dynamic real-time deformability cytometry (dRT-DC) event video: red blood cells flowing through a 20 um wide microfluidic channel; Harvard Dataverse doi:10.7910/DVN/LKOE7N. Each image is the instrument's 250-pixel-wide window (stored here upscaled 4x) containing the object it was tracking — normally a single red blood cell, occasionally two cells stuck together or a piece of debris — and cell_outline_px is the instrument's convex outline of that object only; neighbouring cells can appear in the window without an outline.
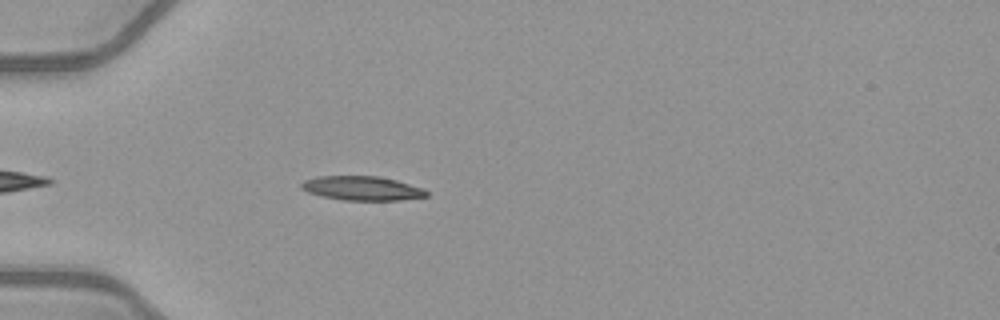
{"species": "common noctule bat (a hibernating species)", "species_latin": "Nyctalus noctula", "temperature_condition": "warm", "stored_images_in_passage": 39, "camera_frame_rate_fps": 3000, "um_per_image_px": 0.085, "animal": {"sex": "female", "body_mass_g": 21.9}, "frame": {"image": 1, "passage_image": 6, "time_ms": 1.667, "image_size_px": [1000, 320], "cell_outline_px": [[428, 196], [400, 200], [344, 200], [324, 196], [308, 192], [300, 188], [300, 184], [304, 180], [316, 176], [380, 176], [396, 180], [424, 188], [428, 192]], "centroid_in_image_um": [30.78, 15.99], "position_along_channel_um": 54.2, "area_um2": 17.63}}
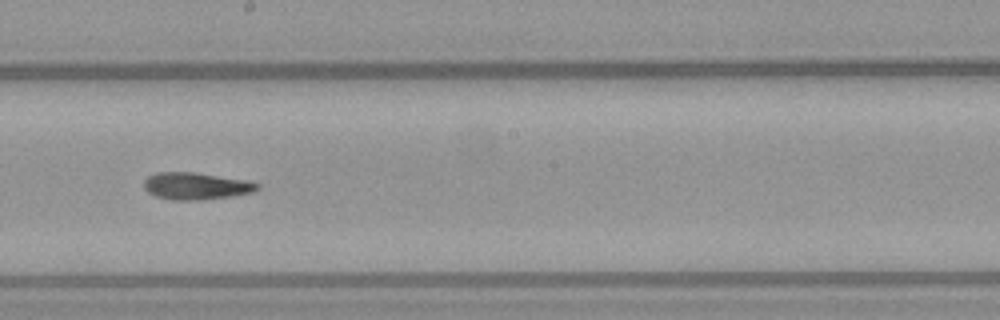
{"frame": {"image": 2, "passage_image": 20, "time_ms": 6.333, "image_size_px": [1000, 320], "cell_outline_px": [[260, 188], [252, 192], [232, 196], [204, 200], [172, 200], [156, 196], [148, 192], [144, 188], [144, 180], [148, 176], [156, 172], [196, 172], [248, 180], [260, 184]], "centroid_in_image_um": [16.68, 15.81], "position_along_channel_um": 231.5, "area_um2": 18.09}}
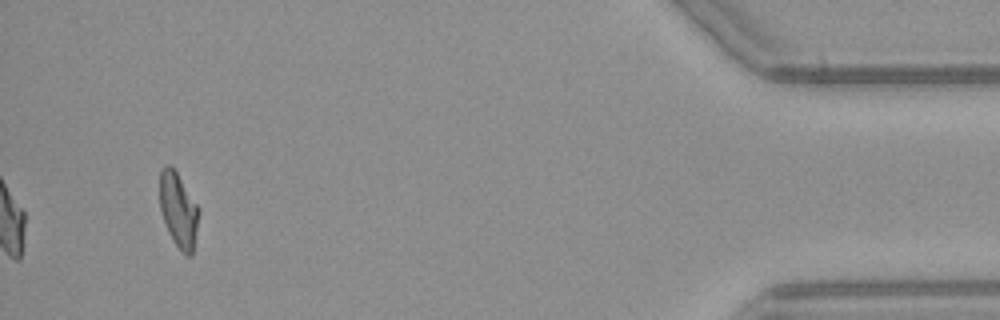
{"frame": {"image": 3, "passage_image": 39, "time_ms": 12.667, "image_size_px": [1000, 320], "cell_outline_px": [[200, 212], [192, 256], [184, 256], [180, 252], [172, 240], [168, 232], [160, 208], [160, 168], [164, 164], [168, 164], [176, 172], [200, 208]], "centroid_in_image_um": [15.18, 17.89], "position_along_channel_um": 420.0, "area_um2": 17.22}, "authors_computed_cell_mechanics": {"area_um2": 17.7446, "velocity_mm_per_s": 4.0707, "shape_relaxation_time_tau1_ms": null, "shape_relaxation_time_tau2_ms": 7.4296, "deformation_change_tau1": null, "deformation_change_tau2": 0.1841}}